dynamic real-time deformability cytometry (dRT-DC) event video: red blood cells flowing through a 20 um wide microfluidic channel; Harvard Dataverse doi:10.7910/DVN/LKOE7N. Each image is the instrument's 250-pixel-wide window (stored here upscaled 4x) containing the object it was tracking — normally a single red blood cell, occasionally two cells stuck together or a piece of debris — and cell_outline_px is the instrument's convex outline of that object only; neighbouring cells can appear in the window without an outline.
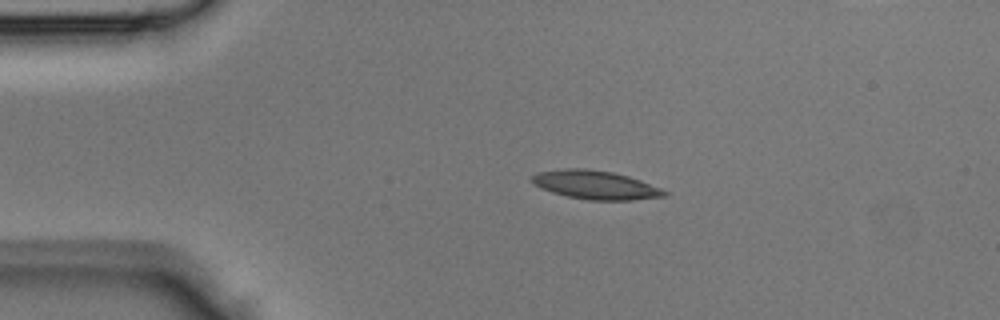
{"species": "Egyptian fruit bat (a non-hibernating species)", "species_latin": "Rousettus aegyptiacus", "temperature_condition": "room temperature", "stored_images_in_passage": 36, "camera_frame_rate_fps": 3000, "um_per_image_px": 0.085, "animal": {"sex": "male"}, "frame": {"image": 1, "passage_image": 1, "time_ms": 0.0, "image_size_px": [1000, 320], "cell_outline_px": [[668, 196], [632, 200], [588, 200], [568, 196], [552, 192], [536, 184], [532, 180], [532, 176], [540, 172], [564, 168], [584, 168], [612, 172], [628, 176], [640, 180], [660, 188], [668, 192]], "centroid_in_image_um": [50.67, 15.72], "position_along_channel_um": 34.3, "area_um2": 21.79}}
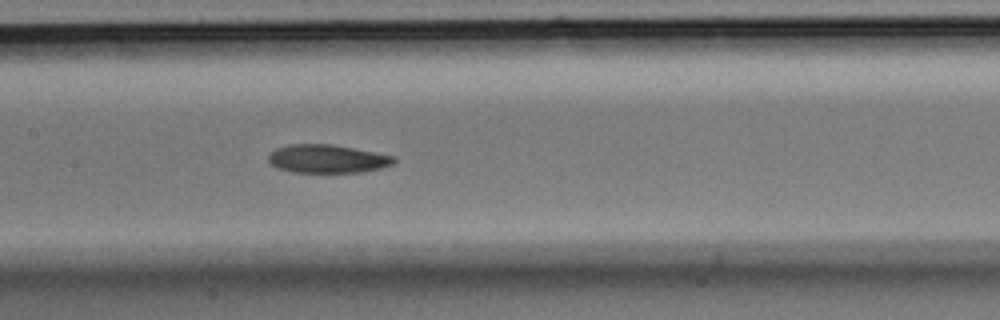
{"frame": {"image": 2, "passage_image": 13, "time_ms": 4.0, "image_size_px": [1000, 320], "cell_outline_px": [[396, 160], [392, 164], [380, 168], [360, 172], [292, 172], [280, 168], [272, 164], [268, 160], [268, 156], [276, 148], [288, 144], [332, 144], [396, 156]], "centroid_in_image_um": [27.83, 13.49], "position_along_channel_um": 179.6, "area_um2": 20.58}}
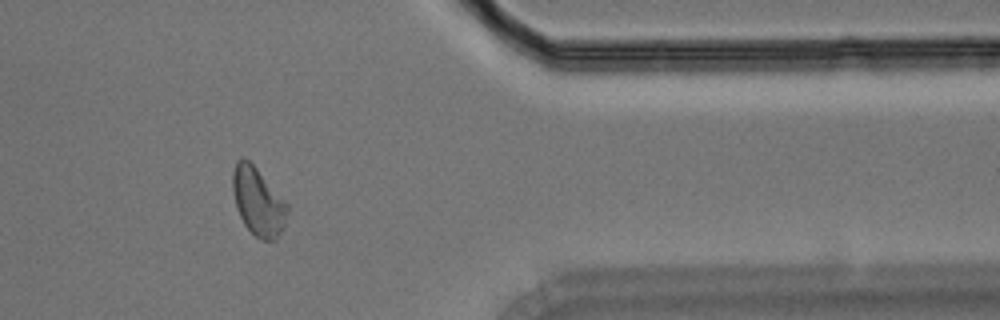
{"frame": {"image": 3, "passage_image": 28, "time_ms": 9.0, "image_size_px": [1000, 320], "cell_outline_px": [[288, 212], [284, 224], [276, 240], [260, 240], [244, 224], [236, 208], [232, 192], [232, 172], [236, 160], [248, 160], [256, 168], [288, 204]], "centroid_in_image_um": [21.92, 17.15], "position_along_channel_um": 389.5, "area_um2": 21.39}}